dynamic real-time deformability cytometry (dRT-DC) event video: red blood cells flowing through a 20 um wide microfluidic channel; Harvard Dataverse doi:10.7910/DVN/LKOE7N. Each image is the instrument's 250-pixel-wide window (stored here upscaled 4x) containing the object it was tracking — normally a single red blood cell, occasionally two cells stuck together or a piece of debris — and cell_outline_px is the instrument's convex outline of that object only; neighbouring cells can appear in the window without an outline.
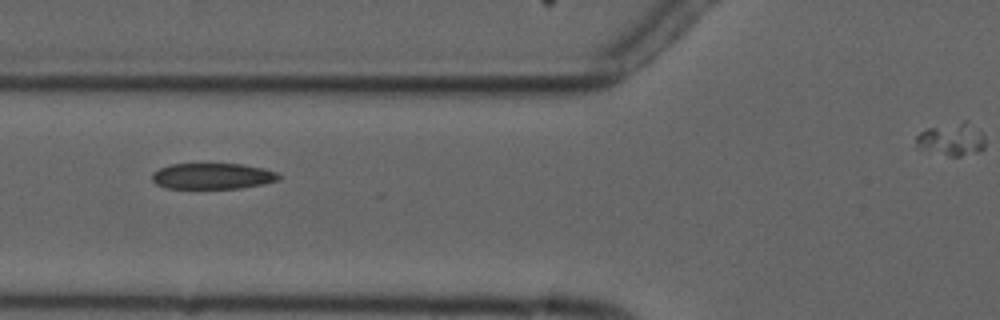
{"species": "common noctule bat (a hibernating species)", "species_latin": "Nyctalus noctula", "temperature_condition": "cold", "stored_images_in_passage": 6, "camera_frame_rate_fps": 3000, "um_per_image_px": 0.085, "animal": {"sex": "male", "forearm_length_mm": 52.5}, "frame": {"image": 1, "passage_image": 4, "time_ms": 3.333, "image_size_px": [1000, 320], "cell_outline_px": [[280, 180], [264, 184], [240, 188], [164, 188], [156, 184], [152, 180], [152, 172], [160, 168], [172, 164], [240, 164], [264, 168], [276, 172], [280, 176]], "centroid_in_image_um": [18.07, 14.97], "position_along_channel_um": 107.7, "area_um2": 19.19}}
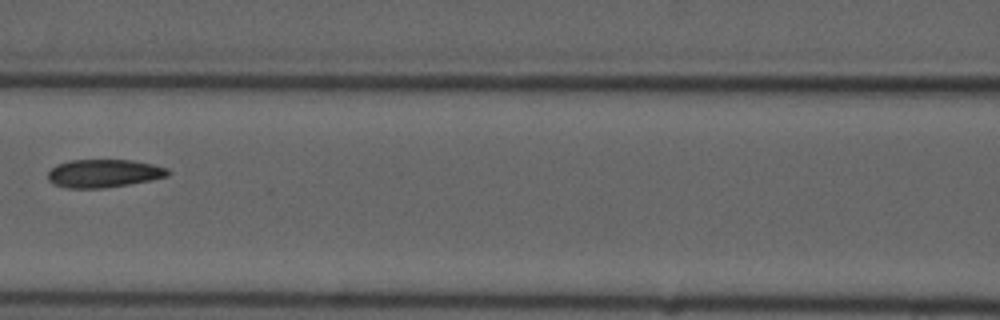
{"frame": {"image": 2, "passage_image": 5, "time_ms": 4.667, "image_size_px": [1000, 320], "cell_outline_px": [[172, 172], [168, 176], [152, 180], [104, 188], [68, 188], [52, 184], [48, 180], [48, 172], [56, 164], [68, 160], [132, 160], [152, 164], [168, 168]], "centroid_in_image_um": [8.82, 14.73], "position_along_channel_um": 157.8, "area_um2": 19.83}}
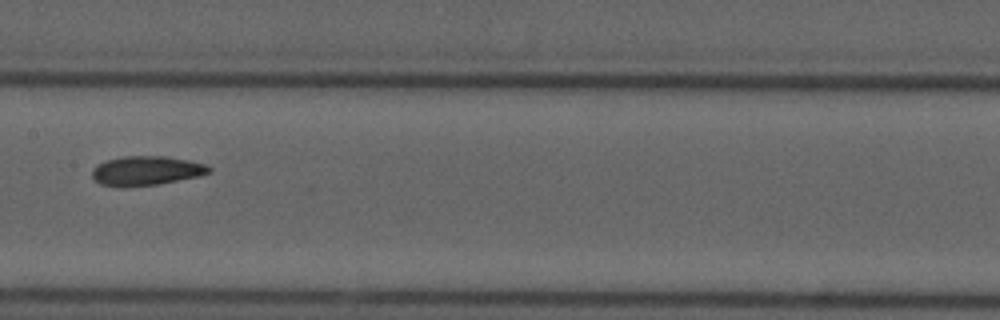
{"frame": {"image": 3, "passage_image": 6, "time_ms": 5.667, "image_size_px": [1000, 320], "cell_outline_px": [[212, 172], [200, 176], [160, 184], [100, 184], [92, 176], [92, 168], [96, 164], [104, 160], [124, 156], [164, 156], [188, 160], [204, 164], [212, 168]], "centroid_in_image_um": [12.48, 14.47], "position_along_channel_um": 194.9, "area_um2": 19.48}}